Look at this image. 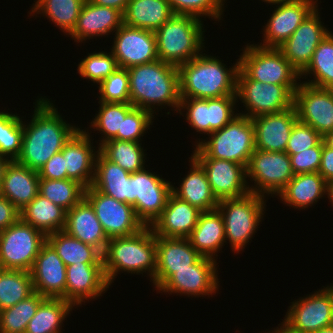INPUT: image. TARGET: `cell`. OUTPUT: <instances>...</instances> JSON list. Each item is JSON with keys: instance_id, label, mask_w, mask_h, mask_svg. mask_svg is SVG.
Wrapping results in <instances>:
<instances>
[{"instance_id": "cell-6", "label": "cell", "mask_w": 333, "mask_h": 333, "mask_svg": "<svg viewBox=\"0 0 333 333\" xmlns=\"http://www.w3.org/2000/svg\"><path fill=\"white\" fill-rule=\"evenodd\" d=\"M209 140L197 141L193 158L229 160L246 168L256 149L255 130L251 118L238 115L222 129L208 135Z\"/></svg>"}, {"instance_id": "cell-3", "label": "cell", "mask_w": 333, "mask_h": 333, "mask_svg": "<svg viewBox=\"0 0 333 333\" xmlns=\"http://www.w3.org/2000/svg\"><path fill=\"white\" fill-rule=\"evenodd\" d=\"M217 57L201 53L178 67L180 98L236 95L239 58L229 69Z\"/></svg>"}, {"instance_id": "cell-27", "label": "cell", "mask_w": 333, "mask_h": 333, "mask_svg": "<svg viewBox=\"0 0 333 333\" xmlns=\"http://www.w3.org/2000/svg\"><path fill=\"white\" fill-rule=\"evenodd\" d=\"M202 212L173 192L161 216L151 226L155 236L188 238Z\"/></svg>"}, {"instance_id": "cell-35", "label": "cell", "mask_w": 333, "mask_h": 333, "mask_svg": "<svg viewBox=\"0 0 333 333\" xmlns=\"http://www.w3.org/2000/svg\"><path fill=\"white\" fill-rule=\"evenodd\" d=\"M173 15L168 0H130L123 13V24L155 32Z\"/></svg>"}, {"instance_id": "cell-10", "label": "cell", "mask_w": 333, "mask_h": 333, "mask_svg": "<svg viewBox=\"0 0 333 333\" xmlns=\"http://www.w3.org/2000/svg\"><path fill=\"white\" fill-rule=\"evenodd\" d=\"M239 58V67L252 79L276 85H298L300 74L278 48L247 44ZM298 82V83H297Z\"/></svg>"}, {"instance_id": "cell-9", "label": "cell", "mask_w": 333, "mask_h": 333, "mask_svg": "<svg viewBox=\"0 0 333 333\" xmlns=\"http://www.w3.org/2000/svg\"><path fill=\"white\" fill-rule=\"evenodd\" d=\"M46 235L19 218L0 231V264L4 269L31 271Z\"/></svg>"}, {"instance_id": "cell-53", "label": "cell", "mask_w": 333, "mask_h": 333, "mask_svg": "<svg viewBox=\"0 0 333 333\" xmlns=\"http://www.w3.org/2000/svg\"><path fill=\"white\" fill-rule=\"evenodd\" d=\"M39 177L46 179H67L62 151L55 153L39 170Z\"/></svg>"}, {"instance_id": "cell-11", "label": "cell", "mask_w": 333, "mask_h": 333, "mask_svg": "<svg viewBox=\"0 0 333 333\" xmlns=\"http://www.w3.org/2000/svg\"><path fill=\"white\" fill-rule=\"evenodd\" d=\"M247 178L255 181L250 193L277 196L294 177L290 156L286 152L255 149L246 168Z\"/></svg>"}, {"instance_id": "cell-1", "label": "cell", "mask_w": 333, "mask_h": 333, "mask_svg": "<svg viewBox=\"0 0 333 333\" xmlns=\"http://www.w3.org/2000/svg\"><path fill=\"white\" fill-rule=\"evenodd\" d=\"M35 105L32 119L23 123L22 150L16 161L38 171L79 128L66 123L48 98L41 96Z\"/></svg>"}, {"instance_id": "cell-39", "label": "cell", "mask_w": 333, "mask_h": 333, "mask_svg": "<svg viewBox=\"0 0 333 333\" xmlns=\"http://www.w3.org/2000/svg\"><path fill=\"white\" fill-rule=\"evenodd\" d=\"M86 0H37L30 11L49 18L66 34L76 26L78 16Z\"/></svg>"}, {"instance_id": "cell-51", "label": "cell", "mask_w": 333, "mask_h": 333, "mask_svg": "<svg viewBox=\"0 0 333 333\" xmlns=\"http://www.w3.org/2000/svg\"><path fill=\"white\" fill-rule=\"evenodd\" d=\"M322 136L311 126L297 121L290 133L285 152L288 155L298 154L308 148L317 146Z\"/></svg>"}, {"instance_id": "cell-38", "label": "cell", "mask_w": 333, "mask_h": 333, "mask_svg": "<svg viewBox=\"0 0 333 333\" xmlns=\"http://www.w3.org/2000/svg\"><path fill=\"white\" fill-rule=\"evenodd\" d=\"M73 307L63 298H45L30 319L25 333H61V325Z\"/></svg>"}, {"instance_id": "cell-50", "label": "cell", "mask_w": 333, "mask_h": 333, "mask_svg": "<svg viewBox=\"0 0 333 333\" xmlns=\"http://www.w3.org/2000/svg\"><path fill=\"white\" fill-rule=\"evenodd\" d=\"M152 118L151 112L133 107L123 120L122 133H117V140L141 142V137L152 125Z\"/></svg>"}, {"instance_id": "cell-34", "label": "cell", "mask_w": 333, "mask_h": 333, "mask_svg": "<svg viewBox=\"0 0 333 333\" xmlns=\"http://www.w3.org/2000/svg\"><path fill=\"white\" fill-rule=\"evenodd\" d=\"M91 186L107 196L131 205V173L107 160L100 152L96 158Z\"/></svg>"}, {"instance_id": "cell-33", "label": "cell", "mask_w": 333, "mask_h": 333, "mask_svg": "<svg viewBox=\"0 0 333 333\" xmlns=\"http://www.w3.org/2000/svg\"><path fill=\"white\" fill-rule=\"evenodd\" d=\"M189 161L192 167L189 174L182 178L179 188L173 186L172 192L201 212L215 210L219 201L211 190L205 170L192 156Z\"/></svg>"}, {"instance_id": "cell-63", "label": "cell", "mask_w": 333, "mask_h": 333, "mask_svg": "<svg viewBox=\"0 0 333 333\" xmlns=\"http://www.w3.org/2000/svg\"><path fill=\"white\" fill-rule=\"evenodd\" d=\"M4 270V268L2 267V265L0 264V274L1 272Z\"/></svg>"}, {"instance_id": "cell-24", "label": "cell", "mask_w": 333, "mask_h": 333, "mask_svg": "<svg viewBox=\"0 0 333 333\" xmlns=\"http://www.w3.org/2000/svg\"><path fill=\"white\" fill-rule=\"evenodd\" d=\"M200 257L188 238L156 236L154 287L158 289L176 270L188 269Z\"/></svg>"}, {"instance_id": "cell-45", "label": "cell", "mask_w": 333, "mask_h": 333, "mask_svg": "<svg viewBox=\"0 0 333 333\" xmlns=\"http://www.w3.org/2000/svg\"><path fill=\"white\" fill-rule=\"evenodd\" d=\"M44 299V296L34 292L14 306L1 310L0 333H25L30 319L36 314Z\"/></svg>"}, {"instance_id": "cell-23", "label": "cell", "mask_w": 333, "mask_h": 333, "mask_svg": "<svg viewBox=\"0 0 333 333\" xmlns=\"http://www.w3.org/2000/svg\"><path fill=\"white\" fill-rule=\"evenodd\" d=\"M34 291L45 298L65 300L66 265L46 241L31 269Z\"/></svg>"}, {"instance_id": "cell-37", "label": "cell", "mask_w": 333, "mask_h": 333, "mask_svg": "<svg viewBox=\"0 0 333 333\" xmlns=\"http://www.w3.org/2000/svg\"><path fill=\"white\" fill-rule=\"evenodd\" d=\"M46 241L54 248L66 266L82 263H103L102 253L95 247L70 236L64 230L46 235Z\"/></svg>"}, {"instance_id": "cell-62", "label": "cell", "mask_w": 333, "mask_h": 333, "mask_svg": "<svg viewBox=\"0 0 333 333\" xmlns=\"http://www.w3.org/2000/svg\"><path fill=\"white\" fill-rule=\"evenodd\" d=\"M329 200H330V202H332L331 204L333 206V183L330 184Z\"/></svg>"}, {"instance_id": "cell-19", "label": "cell", "mask_w": 333, "mask_h": 333, "mask_svg": "<svg viewBox=\"0 0 333 333\" xmlns=\"http://www.w3.org/2000/svg\"><path fill=\"white\" fill-rule=\"evenodd\" d=\"M318 14L316 8L295 32L278 47L298 74L307 68L317 46L331 32L324 27Z\"/></svg>"}, {"instance_id": "cell-18", "label": "cell", "mask_w": 333, "mask_h": 333, "mask_svg": "<svg viewBox=\"0 0 333 333\" xmlns=\"http://www.w3.org/2000/svg\"><path fill=\"white\" fill-rule=\"evenodd\" d=\"M114 35L111 53L119 67L128 69L158 60L154 31L122 24Z\"/></svg>"}, {"instance_id": "cell-21", "label": "cell", "mask_w": 333, "mask_h": 333, "mask_svg": "<svg viewBox=\"0 0 333 333\" xmlns=\"http://www.w3.org/2000/svg\"><path fill=\"white\" fill-rule=\"evenodd\" d=\"M205 170L218 201L240 198L250 193L244 165L216 158H194Z\"/></svg>"}, {"instance_id": "cell-44", "label": "cell", "mask_w": 333, "mask_h": 333, "mask_svg": "<svg viewBox=\"0 0 333 333\" xmlns=\"http://www.w3.org/2000/svg\"><path fill=\"white\" fill-rule=\"evenodd\" d=\"M99 112L91 122L94 131L103 133L99 140V147L109 140L117 139V133H122L123 120L126 114L134 107L131 103L98 102ZM105 137V138H104Z\"/></svg>"}, {"instance_id": "cell-12", "label": "cell", "mask_w": 333, "mask_h": 333, "mask_svg": "<svg viewBox=\"0 0 333 333\" xmlns=\"http://www.w3.org/2000/svg\"><path fill=\"white\" fill-rule=\"evenodd\" d=\"M145 169L131 173V205L144 226L151 227L161 216L173 186Z\"/></svg>"}, {"instance_id": "cell-20", "label": "cell", "mask_w": 333, "mask_h": 333, "mask_svg": "<svg viewBox=\"0 0 333 333\" xmlns=\"http://www.w3.org/2000/svg\"><path fill=\"white\" fill-rule=\"evenodd\" d=\"M318 0H292L289 2L276 3L270 19L264 27L263 44L258 46L265 48L280 47L307 19V17L318 8Z\"/></svg>"}, {"instance_id": "cell-14", "label": "cell", "mask_w": 333, "mask_h": 333, "mask_svg": "<svg viewBox=\"0 0 333 333\" xmlns=\"http://www.w3.org/2000/svg\"><path fill=\"white\" fill-rule=\"evenodd\" d=\"M85 198L94 208L109 239L130 236L145 227L137 218L134 207L128 203L107 196L92 186L86 188Z\"/></svg>"}, {"instance_id": "cell-22", "label": "cell", "mask_w": 333, "mask_h": 333, "mask_svg": "<svg viewBox=\"0 0 333 333\" xmlns=\"http://www.w3.org/2000/svg\"><path fill=\"white\" fill-rule=\"evenodd\" d=\"M109 286L103 263L81 262L66 266L65 300L73 306H81L85 300L102 296Z\"/></svg>"}, {"instance_id": "cell-4", "label": "cell", "mask_w": 333, "mask_h": 333, "mask_svg": "<svg viewBox=\"0 0 333 333\" xmlns=\"http://www.w3.org/2000/svg\"><path fill=\"white\" fill-rule=\"evenodd\" d=\"M107 282L112 284L119 272H143L153 281L156 273V236L150 226L136 234L110 238L102 255Z\"/></svg>"}, {"instance_id": "cell-43", "label": "cell", "mask_w": 333, "mask_h": 333, "mask_svg": "<svg viewBox=\"0 0 333 333\" xmlns=\"http://www.w3.org/2000/svg\"><path fill=\"white\" fill-rule=\"evenodd\" d=\"M86 188L71 179L40 178L39 194L66 211L85 197Z\"/></svg>"}, {"instance_id": "cell-41", "label": "cell", "mask_w": 333, "mask_h": 333, "mask_svg": "<svg viewBox=\"0 0 333 333\" xmlns=\"http://www.w3.org/2000/svg\"><path fill=\"white\" fill-rule=\"evenodd\" d=\"M142 143L112 139L99 147V152L109 161L119 165L129 173L145 168V156Z\"/></svg>"}, {"instance_id": "cell-56", "label": "cell", "mask_w": 333, "mask_h": 333, "mask_svg": "<svg viewBox=\"0 0 333 333\" xmlns=\"http://www.w3.org/2000/svg\"><path fill=\"white\" fill-rule=\"evenodd\" d=\"M89 1L98 6L114 8L116 10H119L123 14L130 0H89Z\"/></svg>"}, {"instance_id": "cell-40", "label": "cell", "mask_w": 333, "mask_h": 333, "mask_svg": "<svg viewBox=\"0 0 333 333\" xmlns=\"http://www.w3.org/2000/svg\"><path fill=\"white\" fill-rule=\"evenodd\" d=\"M313 75L312 80L303 83L319 87L333 89V33L330 32L317 46L310 64L300 74L302 76Z\"/></svg>"}, {"instance_id": "cell-46", "label": "cell", "mask_w": 333, "mask_h": 333, "mask_svg": "<svg viewBox=\"0 0 333 333\" xmlns=\"http://www.w3.org/2000/svg\"><path fill=\"white\" fill-rule=\"evenodd\" d=\"M23 121L18 114L0 111V155L16 160L22 150Z\"/></svg>"}, {"instance_id": "cell-28", "label": "cell", "mask_w": 333, "mask_h": 333, "mask_svg": "<svg viewBox=\"0 0 333 333\" xmlns=\"http://www.w3.org/2000/svg\"><path fill=\"white\" fill-rule=\"evenodd\" d=\"M123 24V14L114 8L98 6L86 0L78 16L76 26L69 34L75 42H83L93 36H105L117 31Z\"/></svg>"}, {"instance_id": "cell-59", "label": "cell", "mask_w": 333, "mask_h": 333, "mask_svg": "<svg viewBox=\"0 0 333 333\" xmlns=\"http://www.w3.org/2000/svg\"><path fill=\"white\" fill-rule=\"evenodd\" d=\"M322 140L324 144L333 150V131L326 133L323 137Z\"/></svg>"}, {"instance_id": "cell-7", "label": "cell", "mask_w": 333, "mask_h": 333, "mask_svg": "<svg viewBox=\"0 0 333 333\" xmlns=\"http://www.w3.org/2000/svg\"><path fill=\"white\" fill-rule=\"evenodd\" d=\"M265 196L249 193L240 198L223 199L216 208L222 215L225 240L229 241L234 253L245 249L262 221ZM265 203V204H264Z\"/></svg>"}, {"instance_id": "cell-25", "label": "cell", "mask_w": 333, "mask_h": 333, "mask_svg": "<svg viewBox=\"0 0 333 333\" xmlns=\"http://www.w3.org/2000/svg\"><path fill=\"white\" fill-rule=\"evenodd\" d=\"M83 130L79 128L65 143L61 151L64 157L67 179L77 181L88 188L94 179L99 147L97 151H94L89 131Z\"/></svg>"}, {"instance_id": "cell-5", "label": "cell", "mask_w": 333, "mask_h": 333, "mask_svg": "<svg viewBox=\"0 0 333 333\" xmlns=\"http://www.w3.org/2000/svg\"><path fill=\"white\" fill-rule=\"evenodd\" d=\"M201 20L192 15L174 14L158 28L155 31L158 59L179 67L201 54L205 48Z\"/></svg>"}, {"instance_id": "cell-42", "label": "cell", "mask_w": 333, "mask_h": 333, "mask_svg": "<svg viewBox=\"0 0 333 333\" xmlns=\"http://www.w3.org/2000/svg\"><path fill=\"white\" fill-rule=\"evenodd\" d=\"M30 271L4 269L0 274V311L34 293Z\"/></svg>"}, {"instance_id": "cell-26", "label": "cell", "mask_w": 333, "mask_h": 333, "mask_svg": "<svg viewBox=\"0 0 333 333\" xmlns=\"http://www.w3.org/2000/svg\"><path fill=\"white\" fill-rule=\"evenodd\" d=\"M255 130L256 149L285 152L290 133L298 121L295 107L285 111L251 118Z\"/></svg>"}, {"instance_id": "cell-16", "label": "cell", "mask_w": 333, "mask_h": 333, "mask_svg": "<svg viewBox=\"0 0 333 333\" xmlns=\"http://www.w3.org/2000/svg\"><path fill=\"white\" fill-rule=\"evenodd\" d=\"M293 106L298 121L311 126L322 137L333 131V89L298 84Z\"/></svg>"}, {"instance_id": "cell-30", "label": "cell", "mask_w": 333, "mask_h": 333, "mask_svg": "<svg viewBox=\"0 0 333 333\" xmlns=\"http://www.w3.org/2000/svg\"><path fill=\"white\" fill-rule=\"evenodd\" d=\"M39 173L16 160L7 165L0 188V195L21 211L39 194Z\"/></svg>"}, {"instance_id": "cell-2", "label": "cell", "mask_w": 333, "mask_h": 333, "mask_svg": "<svg viewBox=\"0 0 333 333\" xmlns=\"http://www.w3.org/2000/svg\"><path fill=\"white\" fill-rule=\"evenodd\" d=\"M130 103L154 114V106H170L178 111L180 85L178 67L156 60L127 69ZM153 108V109H152Z\"/></svg>"}, {"instance_id": "cell-15", "label": "cell", "mask_w": 333, "mask_h": 333, "mask_svg": "<svg viewBox=\"0 0 333 333\" xmlns=\"http://www.w3.org/2000/svg\"><path fill=\"white\" fill-rule=\"evenodd\" d=\"M289 306L283 322L290 328L313 333L332 325L333 285L319 289L305 298L295 300Z\"/></svg>"}, {"instance_id": "cell-57", "label": "cell", "mask_w": 333, "mask_h": 333, "mask_svg": "<svg viewBox=\"0 0 333 333\" xmlns=\"http://www.w3.org/2000/svg\"><path fill=\"white\" fill-rule=\"evenodd\" d=\"M11 160L0 155V188L4 177L5 169Z\"/></svg>"}, {"instance_id": "cell-61", "label": "cell", "mask_w": 333, "mask_h": 333, "mask_svg": "<svg viewBox=\"0 0 333 333\" xmlns=\"http://www.w3.org/2000/svg\"><path fill=\"white\" fill-rule=\"evenodd\" d=\"M263 2H268L269 4H276V3H282V2H289V1H292V0H262Z\"/></svg>"}, {"instance_id": "cell-29", "label": "cell", "mask_w": 333, "mask_h": 333, "mask_svg": "<svg viewBox=\"0 0 333 333\" xmlns=\"http://www.w3.org/2000/svg\"><path fill=\"white\" fill-rule=\"evenodd\" d=\"M64 231L81 242L97 248L102 254L109 241L94 208L85 197L66 212Z\"/></svg>"}, {"instance_id": "cell-48", "label": "cell", "mask_w": 333, "mask_h": 333, "mask_svg": "<svg viewBox=\"0 0 333 333\" xmlns=\"http://www.w3.org/2000/svg\"><path fill=\"white\" fill-rule=\"evenodd\" d=\"M98 88L101 102L130 103L129 74L125 68L118 67Z\"/></svg>"}, {"instance_id": "cell-13", "label": "cell", "mask_w": 333, "mask_h": 333, "mask_svg": "<svg viewBox=\"0 0 333 333\" xmlns=\"http://www.w3.org/2000/svg\"><path fill=\"white\" fill-rule=\"evenodd\" d=\"M237 95H227L218 98H181L178 112L186 109V120L191 128L200 134L209 135L222 129L239 113H235Z\"/></svg>"}, {"instance_id": "cell-55", "label": "cell", "mask_w": 333, "mask_h": 333, "mask_svg": "<svg viewBox=\"0 0 333 333\" xmlns=\"http://www.w3.org/2000/svg\"><path fill=\"white\" fill-rule=\"evenodd\" d=\"M318 173L329 183H333V150L323 142L321 165Z\"/></svg>"}, {"instance_id": "cell-17", "label": "cell", "mask_w": 333, "mask_h": 333, "mask_svg": "<svg viewBox=\"0 0 333 333\" xmlns=\"http://www.w3.org/2000/svg\"><path fill=\"white\" fill-rule=\"evenodd\" d=\"M217 262L201 256L188 269L176 270L158 289L159 292L201 297L216 293L219 288ZM217 271V272H216ZM190 295V296H189Z\"/></svg>"}, {"instance_id": "cell-60", "label": "cell", "mask_w": 333, "mask_h": 333, "mask_svg": "<svg viewBox=\"0 0 333 333\" xmlns=\"http://www.w3.org/2000/svg\"><path fill=\"white\" fill-rule=\"evenodd\" d=\"M313 333H333V326H328V327H324L316 332Z\"/></svg>"}, {"instance_id": "cell-32", "label": "cell", "mask_w": 333, "mask_h": 333, "mask_svg": "<svg viewBox=\"0 0 333 333\" xmlns=\"http://www.w3.org/2000/svg\"><path fill=\"white\" fill-rule=\"evenodd\" d=\"M188 240L201 256L216 260L215 256H218L216 253L227 242L220 212L217 209L202 212Z\"/></svg>"}, {"instance_id": "cell-36", "label": "cell", "mask_w": 333, "mask_h": 333, "mask_svg": "<svg viewBox=\"0 0 333 333\" xmlns=\"http://www.w3.org/2000/svg\"><path fill=\"white\" fill-rule=\"evenodd\" d=\"M66 210L38 194L20 211V218L45 235L64 230Z\"/></svg>"}, {"instance_id": "cell-52", "label": "cell", "mask_w": 333, "mask_h": 333, "mask_svg": "<svg viewBox=\"0 0 333 333\" xmlns=\"http://www.w3.org/2000/svg\"><path fill=\"white\" fill-rule=\"evenodd\" d=\"M323 140L315 147L308 148L298 154L289 155L294 174L318 172L321 165Z\"/></svg>"}, {"instance_id": "cell-49", "label": "cell", "mask_w": 333, "mask_h": 333, "mask_svg": "<svg viewBox=\"0 0 333 333\" xmlns=\"http://www.w3.org/2000/svg\"><path fill=\"white\" fill-rule=\"evenodd\" d=\"M168 2L174 14L192 15L199 19L208 16L219 21L225 0H168Z\"/></svg>"}, {"instance_id": "cell-8", "label": "cell", "mask_w": 333, "mask_h": 333, "mask_svg": "<svg viewBox=\"0 0 333 333\" xmlns=\"http://www.w3.org/2000/svg\"><path fill=\"white\" fill-rule=\"evenodd\" d=\"M298 85H276L252 80L240 67L237 72L236 95L248 112L240 115L254 118L274 114L293 107Z\"/></svg>"}, {"instance_id": "cell-54", "label": "cell", "mask_w": 333, "mask_h": 333, "mask_svg": "<svg viewBox=\"0 0 333 333\" xmlns=\"http://www.w3.org/2000/svg\"><path fill=\"white\" fill-rule=\"evenodd\" d=\"M20 218V211L0 195V231L8 228Z\"/></svg>"}, {"instance_id": "cell-58", "label": "cell", "mask_w": 333, "mask_h": 333, "mask_svg": "<svg viewBox=\"0 0 333 333\" xmlns=\"http://www.w3.org/2000/svg\"><path fill=\"white\" fill-rule=\"evenodd\" d=\"M282 323H281L280 328L277 327V329H274V331L272 330L271 333H302V332H299V331H296V330L290 328L284 322H282ZM267 333H270V332H267Z\"/></svg>"}, {"instance_id": "cell-31", "label": "cell", "mask_w": 333, "mask_h": 333, "mask_svg": "<svg viewBox=\"0 0 333 333\" xmlns=\"http://www.w3.org/2000/svg\"><path fill=\"white\" fill-rule=\"evenodd\" d=\"M330 184L318 173L294 174L278 194L287 206L304 209L318 202L325 195L329 198Z\"/></svg>"}, {"instance_id": "cell-47", "label": "cell", "mask_w": 333, "mask_h": 333, "mask_svg": "<svg viewBox=\"0 0 333 333\" xmlns=\"http://www.w3.org/2000/svg\"><path fill=\"white\" fill-rule=\"evenodd\" d=\"M118 67L117 61L111 52L100 51L89 53L87 57L82 59L78 64L77 71L81 77L99 84Z\"/></svg>"}]
</instances>
